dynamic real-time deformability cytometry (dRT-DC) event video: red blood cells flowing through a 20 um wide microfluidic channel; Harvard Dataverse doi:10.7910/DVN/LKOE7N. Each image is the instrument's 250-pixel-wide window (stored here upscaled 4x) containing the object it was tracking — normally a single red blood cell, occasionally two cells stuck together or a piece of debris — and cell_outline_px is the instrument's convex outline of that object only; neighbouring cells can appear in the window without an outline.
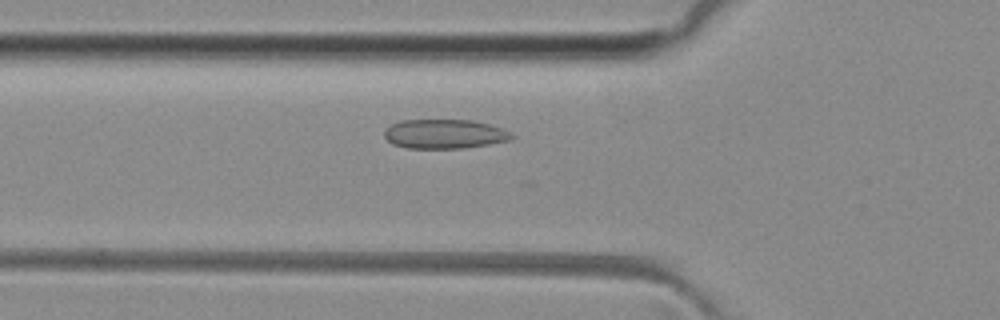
{"species": "common noctule bat (a hibernating species)", "species_latin": "Nyctalus noctula", "temperature_condition": "room temperature", "stored_images_in_passage": 28, "camera_frame_rate_fps": 3000, "um_per_image_px": 0.085, "animal": {"sex": "female", "body_mass_g": 29.2, "forearm_length_mm": 56.3}, "frame": {"image": 1, "passage_image": 8, "time_ms": 2.333, "image_size_px": [1000, 320], "cell_outline_px": [[516, 136], [508, 140], [488, 144], [464, 148], [408, 148], [392, 144], [384, 136], [384, 132], [392, 124], [400, 120], [472, 120], [488, 124], [500, 128]], "centroid_in_image_um": [37.76, 11.39], "position_along_channel_um": 88.0, "area_um2": 21.5}}
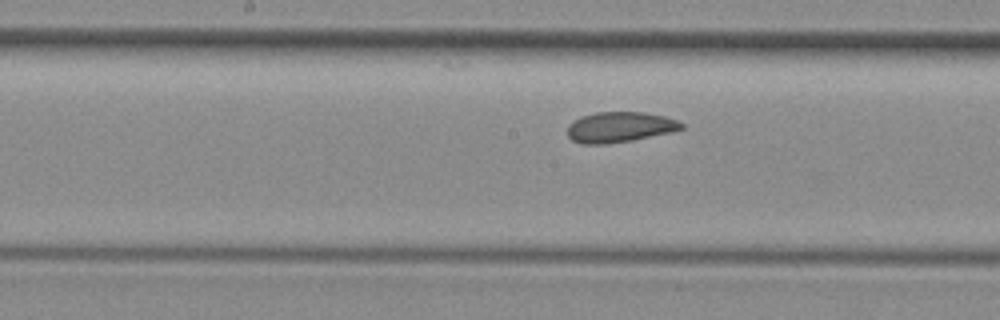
{"frame": {"image": 2, "passage_image": 16, "time_ms": 5.0, "image_size_px": [1000, 320], "cell_outline_px": [[684, 128], [672, 132], [632, 140], [608, 144], [580, 144], [572, 140], [568, 136], [568, 124], [572, 120], [580, 116], [596, 112], [644, 112], [664, 116], [676, 120], [684, 124]], "centroid_in_image_um": [52.65, 10.8], "position_along_channel_um": 195.6, "area_um2": 20.4}}
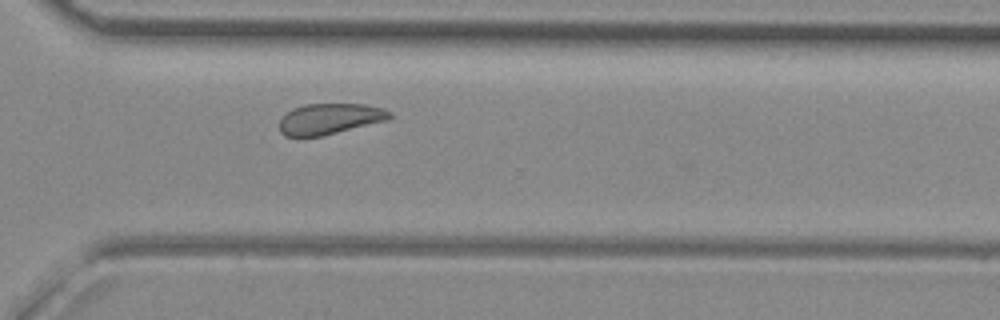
{"frame": {"image": 3, "passage_image": 27, "time_ms": 8.667, "image_size_px": [1000, 320], "cell_outline_px": [[392, 116], [388, 120], [320, 136], [284, 136], [280, 132], [280, 120], [292, 108], [304, 104], [364, 104], [384, 108], [392, 112]], "centroid_in_image_um": [28.05, 10.09], "position_along_channel_um": 342.6, "area_um2": 19.71}}